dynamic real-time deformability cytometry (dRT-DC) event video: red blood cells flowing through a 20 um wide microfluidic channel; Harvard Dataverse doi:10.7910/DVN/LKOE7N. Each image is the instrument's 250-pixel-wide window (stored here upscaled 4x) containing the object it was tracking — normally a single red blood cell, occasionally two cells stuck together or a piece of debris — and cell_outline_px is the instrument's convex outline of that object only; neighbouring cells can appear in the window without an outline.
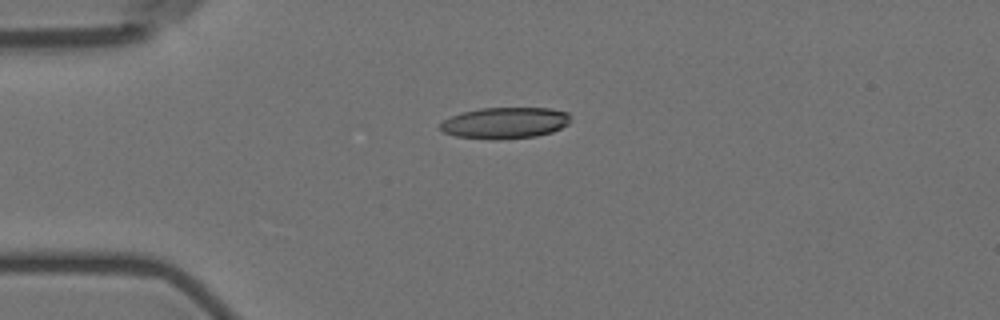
{"species": "Egyptian fruit bat (a non-hibernating species)", "species_latin": "Rousettus aegyptiacus", "temperature_condition": "room temperature", "stored_images_in_passage": 5, "camera_frame_rate_fps": 3000, "um_per_image_px": 0.085, "animal": {"sex": "female"}, "frame": {"image": 1, "passage_image": 5, "time_ms": 5.0, "image_size_px": [1000, 320], "cell_outline_px": [[568, 124], [552, 132], [536, 136], [500, 140], [496, 140], [456, 136], [444, 132], [440, 128], [440, 124], [444, 120], [460, 112], [480, 108], [548, 108], [568, 112]], "centroid_in_image_um": [42.9, 10.45], "position_along_channel_um": 42.1, "area_um2": 23.7}}